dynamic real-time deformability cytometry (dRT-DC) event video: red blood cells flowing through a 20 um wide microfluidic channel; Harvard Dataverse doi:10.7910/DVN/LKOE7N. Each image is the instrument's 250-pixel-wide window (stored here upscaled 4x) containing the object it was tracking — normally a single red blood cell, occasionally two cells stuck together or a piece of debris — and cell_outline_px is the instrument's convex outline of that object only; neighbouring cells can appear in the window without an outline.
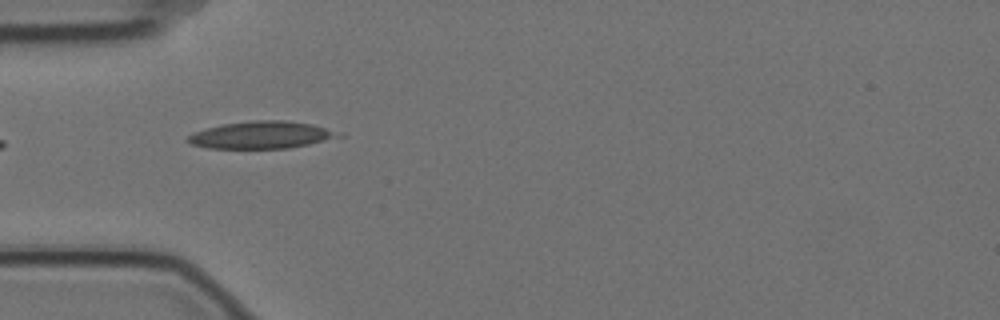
{"species": "Egyptian fruit bat (a non-hibernating species)", "species_latin": "Rousettus aegyptiacus", "temperature_condition": "cold", "stored_images_in_passage": 5, "camera_frame_rate_fps": 3000, "um_per_image_px": 0.085, "animal": {"sex": "female"}, "frame": {"image": 1, "passage_image": 1, "time_ms": 0.0, "image_size_px": [1000, 320], "cell_outline_px": [[344, 136], [308, 144], [288, 148], [208, 148], [192, 144], [184, 140], [188, 136], [204, 128], [224, 124], [252, 120], [284, 120], [312, 124], [344, 132]], "centroid_in_image_um": [22.26, 11.46], "position_along_channel_um": 62.7, "area_um2": 23.99}}